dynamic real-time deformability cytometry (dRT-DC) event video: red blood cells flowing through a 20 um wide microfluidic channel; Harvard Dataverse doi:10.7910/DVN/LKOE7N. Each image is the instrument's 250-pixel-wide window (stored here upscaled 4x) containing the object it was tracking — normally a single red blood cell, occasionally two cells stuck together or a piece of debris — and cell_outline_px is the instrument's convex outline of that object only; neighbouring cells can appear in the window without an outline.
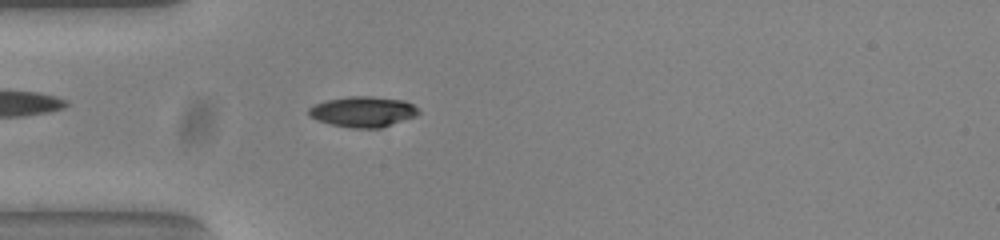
{"species": "common noctule bat (a hibernating species)", "species_latin": "Nyctalus noctula", "temperature_condition": "warm", "stored_images_in_passage": 53, "camera_frame_rate_fps": 3000, "um_per_image_px": 0.085, "animal": {"sex": "female", "body_mass_g": 23.0, "forearm_length_mm": 53.4}, "frame": {"image": 1, "passage_image": 15, "time_ms": 4.667, "image_size_px": [1000, 240], "cell_outline_px": [[420, 112], [416, 116], [380, 128], [352, 128], [332, 124], [316, 120], [308, 112], [308, 108], [324, 100], [348, 96], [372, 96], [404, 100], [412, 104]], "centroid_in_image_um": [30.85, 9.48], "position_along_channel_um": 54.2, "area_um2": 19.48}}
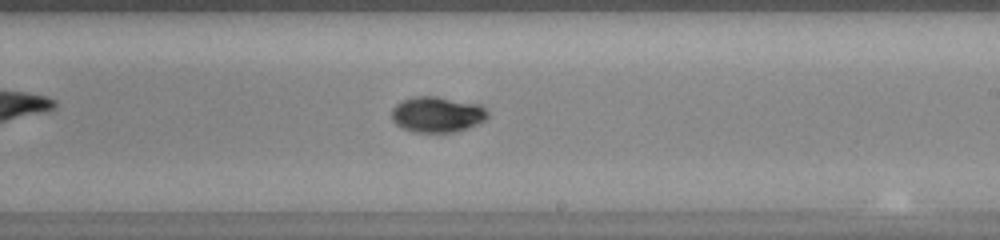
{"frame": {"image": 2, "passage_image": 31, "time_ms": 10.0, "image_size_px": [1000, 240], "cell_outline_px": [[488, 116], [484, 120], [476, 124], [452, 132], [412, 132], [396, 124], [392, 120], [392, 108], [400, 100], [412, 96], [436, 96], [480, 104], [488, 112]], "centroid_in_image_um": [37.12, 9.7], "position_along_channel_um": 251.9, "area_um2": 19.94}}
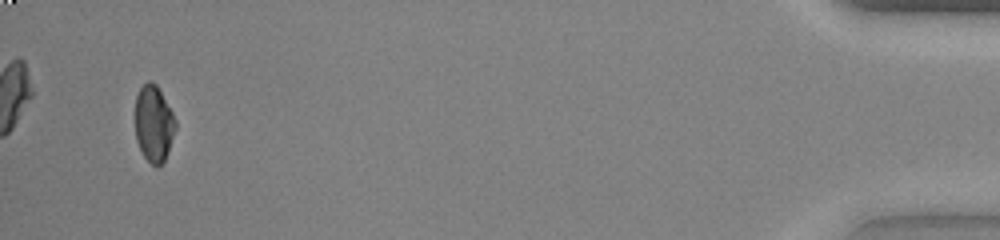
{"frame": {"image": 3, "passage_image": 51, "time_ms": 16.667, "image_size_px": [1000, 240], "cell_outline_px": [[176, 128], [168, 152], [164, 160], [156, 168], [144, 156], [136, 140], [136, 96], [140, 88], [148, 80], [152, 80], [156, 84], [172, 112], [176, 120]], "centroid_in_image_um": [13.08, 10.5], "position_along_channel_um": 422.1, "area_um2": 17.8}, "authors_computed_cell_mechanics": {"area_um2": 18.8428, "velocity_mm_per_s": 3.8324, "shape_relaxation_time_tau1_ms": 3.7764, "shape_relaxation_time_tau2_ms": null, "deformation_change_tau1": 0.154, "deformation_change_tau2": null}}